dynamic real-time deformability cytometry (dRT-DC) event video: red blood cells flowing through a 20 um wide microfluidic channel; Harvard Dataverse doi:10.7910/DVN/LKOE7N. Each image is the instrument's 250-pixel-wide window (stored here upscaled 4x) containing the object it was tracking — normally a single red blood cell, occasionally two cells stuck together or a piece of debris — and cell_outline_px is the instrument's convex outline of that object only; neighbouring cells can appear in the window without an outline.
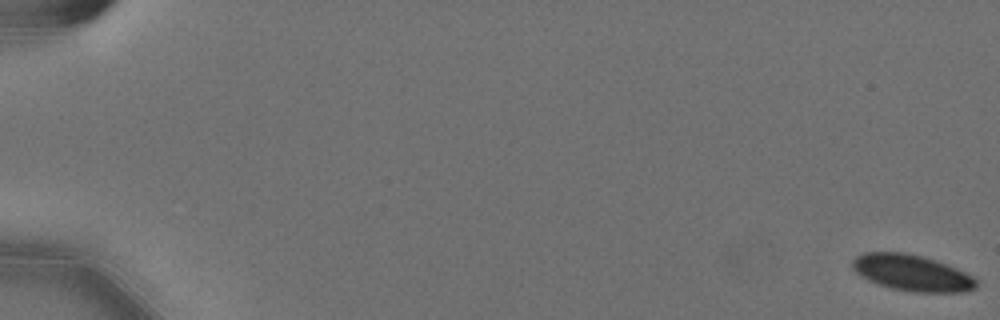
{"species": "Egyptian fruit bat (a non-hibernating species)", "species_latin": "Rousettus aegyptiacus", "temperature_condition": "cold", "stored_images_in_passage": 7, "camera_frame_rate_fps": 3000, "um_per_image_px": 0.085, "animal": {"sex": "female"}, "frame": {"image": 1, "passage_image": 1, "time_ms": 0.0, "image_size_px": [1000, 320], "cell_outline_px": [[976, 288], [964, 292], [912, 292], [892, 288], [868, 280], [860, 276], [852, 268], [852, 260], [856, 256], [864, 252], [908, 252], [936, 260], [956, 268], [972, 276], [976, 280]], "centroid_in_image_um": [77.49, 23.18], "position_along_channel_um": 7.5, "area_um2": 26.13}}